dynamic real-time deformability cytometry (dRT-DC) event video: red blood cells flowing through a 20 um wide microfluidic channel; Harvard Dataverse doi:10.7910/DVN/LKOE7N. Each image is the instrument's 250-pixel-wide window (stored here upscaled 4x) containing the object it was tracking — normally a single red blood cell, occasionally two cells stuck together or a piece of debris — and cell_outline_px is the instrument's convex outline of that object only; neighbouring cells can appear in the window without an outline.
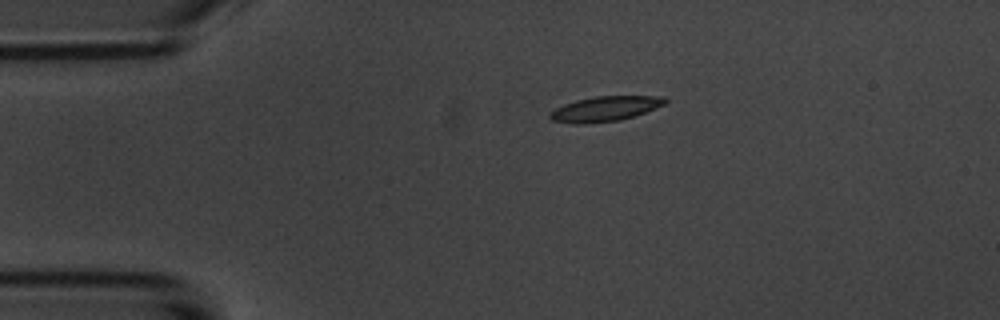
{"species": "common noctule bat (a hibernating species)", "species_latin": "Nyctalus noctula", "temperature_condition": "room temperature", "stored_images_in_passage": 4, "camera_frame_rate_fps": 3000, "um_per_image_px": 0.085, "animal": {"sex": "male", "body_mass_g": 20.1, "forearm_length_mm": 53.5}, "frame": {"image": 1, "passage_image": 4, "time_ms": 3.333, "image_size_px": [1000, 320], "cell_outline_px": [[668, 104], [620, 120], [584, 124], [572, 124], [552, 120], [548, 116], [548, 112], [564, 104], [576, 100], [596, 96], [664, 96], [668, 100]], "centroid_in_image_um": [51.43, 9.24], "position_along_channel_um": 33.6, "area_um2": 16.88}}